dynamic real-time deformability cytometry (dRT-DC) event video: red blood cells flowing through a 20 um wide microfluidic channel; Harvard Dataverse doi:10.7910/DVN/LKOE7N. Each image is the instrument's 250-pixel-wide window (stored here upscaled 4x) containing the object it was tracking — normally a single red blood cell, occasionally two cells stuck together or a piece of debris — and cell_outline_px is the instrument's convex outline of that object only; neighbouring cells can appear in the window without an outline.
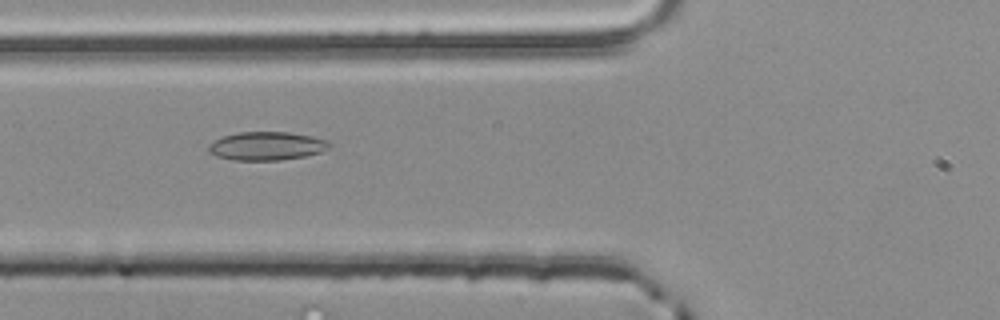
{"species": "common noctule bat (a hibernating species)", "species_latin": "Nyctalus noctula", "temperature_condition": "room temperature", "stored_images_in_passage": 40, "camera_frame_rate_fps": 3000, "um_per_image_px": 0.085, "animal": {"sex": "male", "body_mass_g": 20.4}, "frame": {"image": 1, "passage_image": 7, "time_ms": 2.0, "image_size_px": [1000, 320], "cell_outline_px": [[332, 144], [328, 148], [320, 152], [304, 156], [280, 160], [232, 160], [216, 156], [208, 152], [208, 144], [212, 140], [224, 136], [240, 132], [288, 132], [312, 136], [328, 140]], "centroid_in_image_um": [22.64, 12.41], "position_along_channel_um": 103.2, "area_um2": 20.11}}
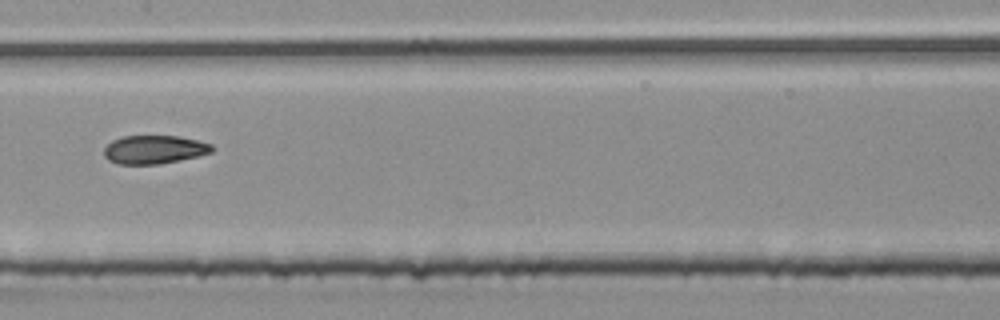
{"frame": {"image": 2, "passage_image": 14, "time_ms": 4.333, "image_size_px": [1000, 320], "cell_outline_px": [[212, 152], [180, 160], [160, 164], [116, 164], [108, 160], [104, 156], [104, 148], [112, 140], [124, 136], [180, 136], [212, 144]], "centroid_in_image_um": [13.08, 12.71], "position_along_channel_um": 194.3, "area_um2": 17.86}}
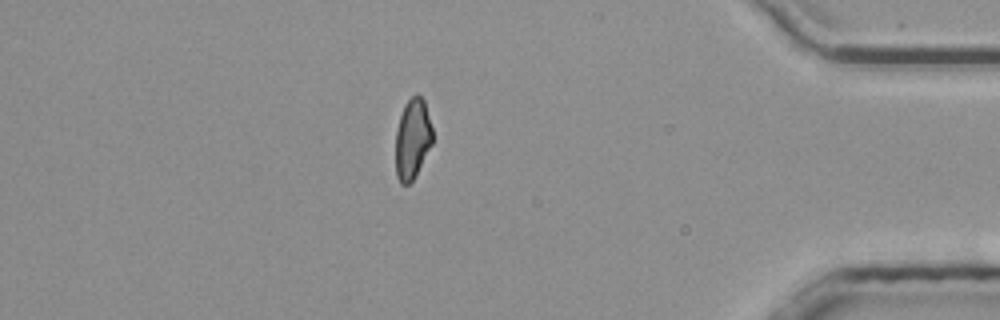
{"frame": {"image": 3, "passage_image": 33, "time_ms": 10.667, "image_size_px": [1000, 320], "cell_outline_px": [[432, 144], [412, 180], [408, 184], [400, 184], [396, 176], [396, 132], [400, 116], [404, 104], [416, 92], [424, 100], [432, 128]], "centroid_in_image_um": [35.05, 11.78], "position_along_channel_um": 400.1, "area_um2": 17.11}, "authors_computed_cell_mechanics": {"area_um2": 18.4382, "velocity_mm_per_s": 3.8886, "shape_relaxation_time_tau1_ms": 6.2004, "shape_relaxation_time_tau2_ms": 2.8736, "deformation_change_tau1": 0.1497, "deformation_change_tau2": 0.0762}}